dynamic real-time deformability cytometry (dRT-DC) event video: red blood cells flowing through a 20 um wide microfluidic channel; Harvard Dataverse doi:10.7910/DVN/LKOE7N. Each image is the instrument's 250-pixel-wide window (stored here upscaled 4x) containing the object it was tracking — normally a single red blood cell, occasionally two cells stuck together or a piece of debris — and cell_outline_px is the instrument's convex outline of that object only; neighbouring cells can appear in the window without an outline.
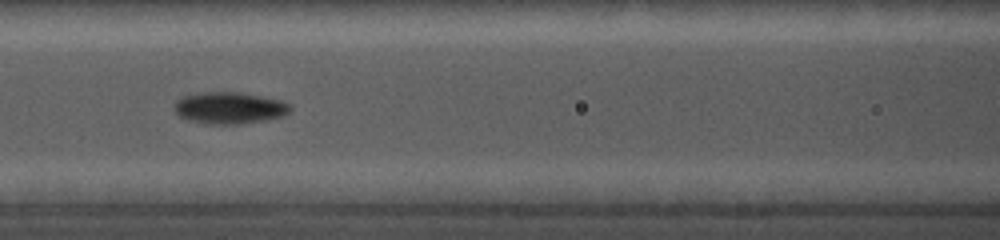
{"species": "common noctule bat (a hibernating species)", "species_latin": "Nyctalus noctula", "temperature_condition": "cold", "stored_images_in_passage": 34, "camera_frame_rate_fps": 5000, "um_per_image_px": 0.085, "animal": {"sex": "female", "body_mass_g": 19.0, "forearm_length_mm": 56.7}, "frame": {"image": 1, "passage_image": 18, "time_ms": 7.6, "image_size_px": [1000, 240], "cell_outline_px": [[292, 108], [284, 116], [264, 120], [240, 124], [208, 124], [188, 120], [180, 116], [176, 112], [176, 100], [180, 96], [204, 92], [240, 92], [280, 100], [292, 104]], "centroid_in_image_um": [19.52, 9.17], "position_along_channel_um": 147.1, "area_um2": 21.44}}
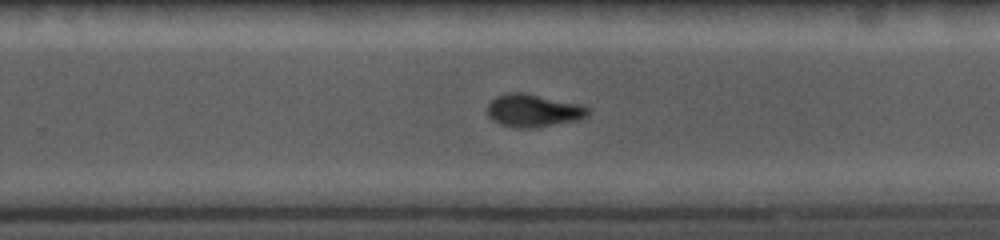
{"frame": {"image": 2, "passage_image": 25, "time_ms": 11.2, "image_size_px": [1000, 240], "cell_outline_px": [[588, 116], [576, 120], [532, 128], [512, 128], [500, 124], [492, 120], [488, 116], [488, 104], [496, 96], [512, 92], [524, 92], [580, 104], [588, 108]], "centroid_in_image_um": [45.3, 9.4], "position_along_channel_um": 284.5, "area_um2": 19.13}}
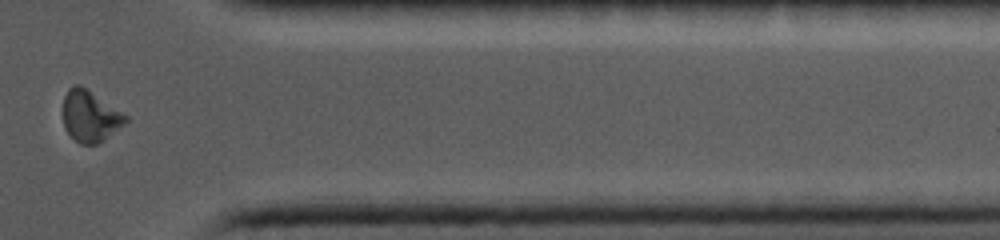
{"frame": {"image": 3, "passage_image": 32, "time_ms": 14.4, "image_size_px": [1000, 240], "cell_outline_px": [[128, 120], [124, 124], [96, 144], [80, 144], [64, 128], [64, 96], [68, 88], [76, 84], [80, 84], [128, 116]], "centroid_in_image_um": [7.64, 9.85], "position_along_channel_um": 403.8, "area_um2": 18.26}}